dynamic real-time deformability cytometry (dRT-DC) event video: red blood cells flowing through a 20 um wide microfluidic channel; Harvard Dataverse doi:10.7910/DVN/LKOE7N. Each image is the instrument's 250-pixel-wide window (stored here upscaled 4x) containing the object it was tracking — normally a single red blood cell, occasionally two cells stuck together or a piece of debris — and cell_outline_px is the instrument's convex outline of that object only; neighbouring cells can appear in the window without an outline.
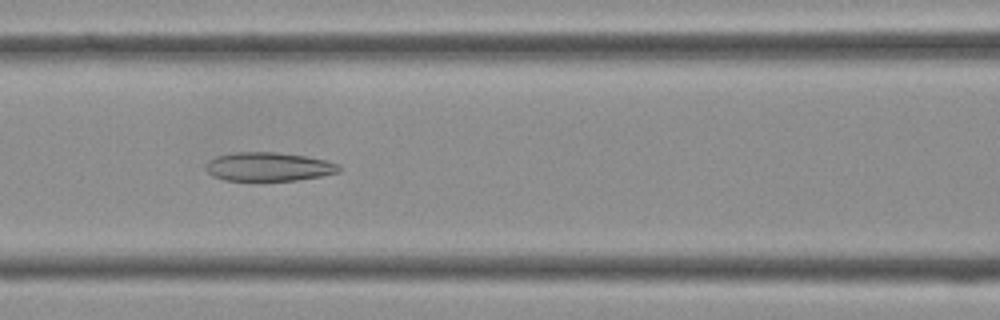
{"species": "Egyptian fruit bat (a non-hibernating species)", "species_latin": "Rousettus aegyptiacus", "temperature_condition": "cold", "stored_images_in_passage": 40, "camera_frame_rate_fps": 3000, "um_per_image_px": 0.085, "frame": {"image": 1, "passage_image": 17, "time_ms": 5.333, "image_size_px": [1000, 320], "cell_outline_px": [[340, 172], [320, 176], [296, 180], [224, 180], [212, 176], [204, 168], [208, 160], [216, 156], [232, 152], [276, 152], [304, 156], [324, 160], [340, 164]], "centroid_in_image_um": [22.79, 14.16], "position_along_channel_um": 143.8, "area_um2": 22.31}}
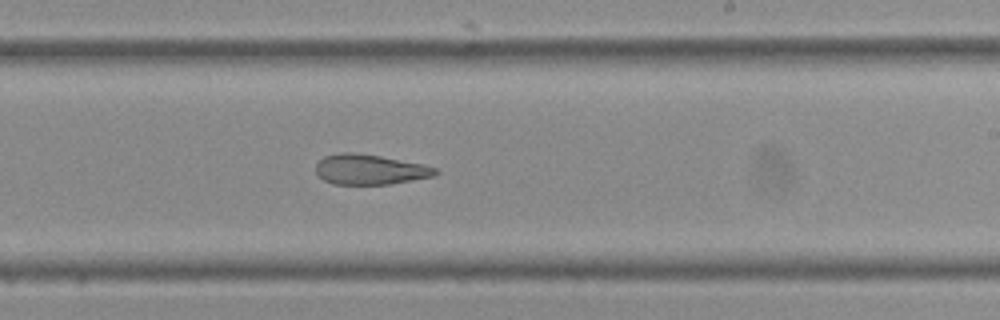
{"frame": {"image": 2, "passage_image": 24, "time_ms": 7.667, "image_size_px": [1000, 320], "cell_outline_px": [[440, 172], [436, 176], [392, 184], [332, 184], [324, 180], [316, 172], [316, 164], [324, 156], [340, 152], [352, 152], [380, 156], [420, 164], [436, 168]], "centroid_in_image_um": [31.44, 14.41], "position_along_channel_um": 257.6, "area_um2": 20.98}}
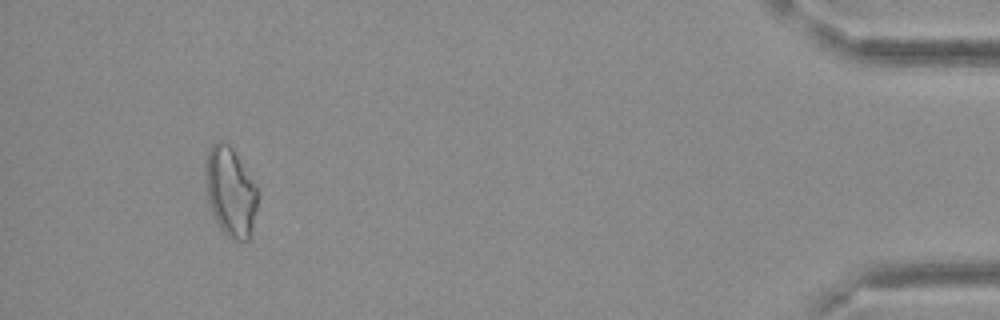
{"frame": {"image": 3, "passage_image": 38, "time_ms": 12.333, "image_size_px": [1000, 320], "cell_outline_px": [[256, 208], [252, 228], [248, 240], [236, 240], [228, 236], [220, 228], [212, 212], [208, 200], [204, 168], [208, 148], [216, 140], [220, 140], [228, 144], [232, 148], [256, 184]], "centroid_in_image_um": [19.56, 16.25], "position_along_channel_um": 415.6, "area_um2": 26.88}}